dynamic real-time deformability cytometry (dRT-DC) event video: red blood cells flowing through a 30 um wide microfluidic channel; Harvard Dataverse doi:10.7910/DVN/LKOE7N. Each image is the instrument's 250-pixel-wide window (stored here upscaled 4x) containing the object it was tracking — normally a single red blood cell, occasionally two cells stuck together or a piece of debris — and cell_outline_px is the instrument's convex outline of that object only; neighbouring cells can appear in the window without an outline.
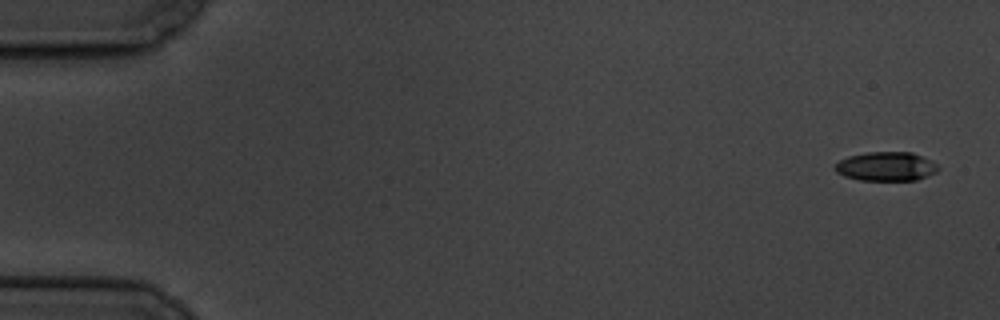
{"species": "common noctule bat (a hibernating species)", "species_latin": "Nyctalus noctula", "temperature_condition": "cold", "stored_images_in_passage": 5, "camera_frame_rate_fps": 3000, "um_per_image_px": 0.085, "animal": {"sex": "male", "body_mass_g": 19.5, "forearm_length_mm": 54.6}, "frame": {"image": 1, "passage_image": 1, "time_ms": 0.0, "image_size_px": [1000, 320], "cell_outline_px": [[940, 168], [936, 172], [928, 176], [916, 180], [860, 180], [844, 176], [836, 172], [836, 164], [840, 160], [848, 156], [868, 152], [912, 152], [936, 164]], "centroid_in_image_um": [75.32, 14.15], "position_along_channel_um": 9.7, "area_um2": 17.28}}
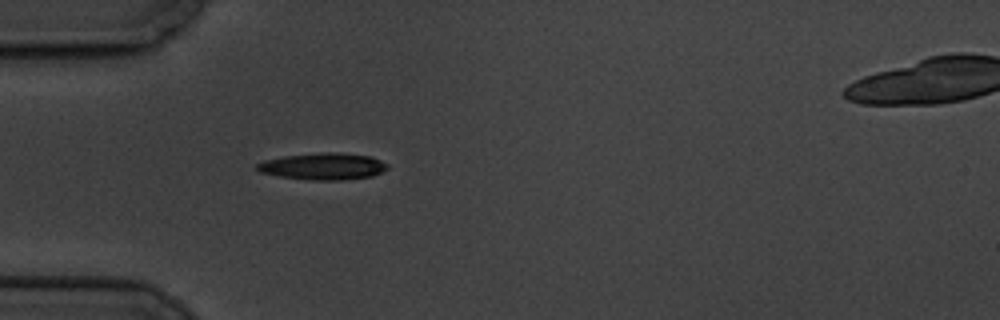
{"frame": {"image": 2, "passage_image": 5, "time_ms": 5.333, "image_size_px": [1000, 320], "cell_outline_px": [[388, 168], [372, 176], [340, 180], [312, 180], [280, 176], [260, 172], [256, 168], [256, 164], [264, 160], [284, 156], [324, 152], [340, 152], [372, 156], [388, 164]], "centroid_in_image_um": [27.48, 14.13], "position_along_channel_um": 57.5, "area_um2": 20.29}}